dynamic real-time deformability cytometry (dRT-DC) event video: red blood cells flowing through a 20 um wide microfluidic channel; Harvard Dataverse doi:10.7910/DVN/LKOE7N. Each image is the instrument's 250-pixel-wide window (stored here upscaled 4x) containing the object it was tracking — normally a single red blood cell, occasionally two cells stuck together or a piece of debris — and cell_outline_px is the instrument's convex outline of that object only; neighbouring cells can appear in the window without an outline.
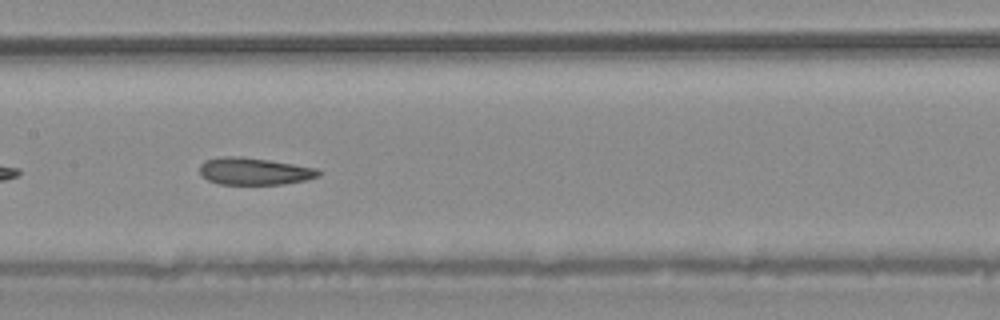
{"species": "common noctule bat (a hibernating species)", "species_latin": "Nyctalus noctula", "temperature_condition": "warm", "stored_images_in_passage": 25, "camera_frame_rate_fps": 3000, "um_per_image_px": 0.085, "animal": {"sex": "male", "body_mass_g": 20.4}, "frame": {"image": 1, "passage_image": 22, "time_ms": 7.0, "image_size_px": [1000, 320], "cell_outline_px": [[324, 172], [320, 176], [308, 180], [284, 184], [220, 184], [208, 180], [200, 176], [200, 164], [204, 160], [224, 156], [240, 156], [268, 160], [316, 168]], "centroid_in_image_um": [21.63, 14.56], "position_along_channel_um": 185.8, "area_um2": 18.96}}